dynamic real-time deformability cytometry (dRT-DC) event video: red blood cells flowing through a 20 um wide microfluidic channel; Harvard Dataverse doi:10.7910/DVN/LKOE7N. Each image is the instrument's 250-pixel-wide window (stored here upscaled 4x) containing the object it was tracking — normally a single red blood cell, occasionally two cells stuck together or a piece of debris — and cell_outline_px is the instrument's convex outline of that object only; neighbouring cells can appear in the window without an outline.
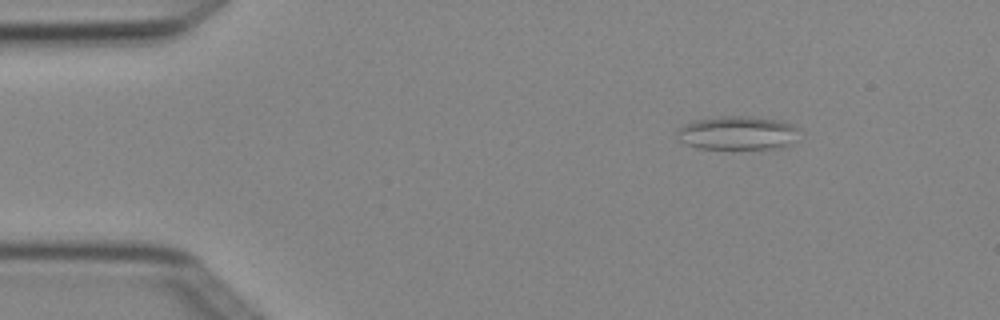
{"species": "Egyptian fruit bat (a non-hibernating species)", "species_latin": "Rousettus aegyptiacus", "temperature_condition": "cold", "stored_images_in_passage": 3, "camera_frame_rate_fps": 3000, "um_per_image_px": 0.085, "animal": {"sex": "female"}, "frame": {"image": 1, "passage_image": 2, "time_ms": 0.333, "image_size_px": [1000, 320], "cell_outline_px": [[800, 128], [796, 140], [784, 148], [696, 148], [684, 144], [680, 140], [676, 132], [676, 128], [684, 124], [696, 120], [712, 116], [748, 116], [780, 120], [792, 124]], "centroid_in_image_um": [62.7, 11.29], "position_along_channel_um": 22.3, "area_um2": 24.33}}